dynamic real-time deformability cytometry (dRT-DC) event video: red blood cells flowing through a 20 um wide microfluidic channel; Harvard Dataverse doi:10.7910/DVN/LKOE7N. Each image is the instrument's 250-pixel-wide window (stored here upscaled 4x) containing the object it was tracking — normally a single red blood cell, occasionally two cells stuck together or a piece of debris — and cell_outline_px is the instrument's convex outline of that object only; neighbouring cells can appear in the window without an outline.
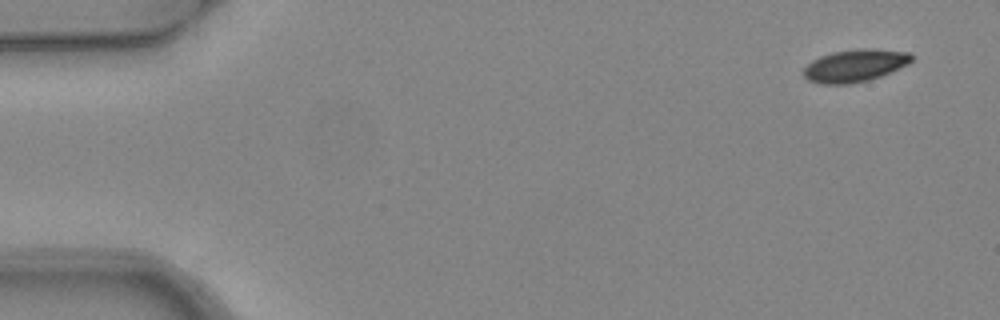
{"species": "common noctule bat (a hibernating species)", "species_latin": "Nyctalus noctula", "temperature_condition": "warm", "stored_images_in_passage": 4, "camera_frame_rate_fps": 3000, "um_per_image_px": 0.085, "animal": {"sex": "female", "body_mass_g": 24.6, "forearm_length_mm": 56.2}, "frame": {"image": 1, "passage_image": 1, "time_ms": 0.0, "image_size_px": [1000, 320], "cell_outline_px": [[912, 60], [908, 64], [900, 68], [880, 76], [868, 80], [852, 84], [820, 84], [808, 80], [804, 76], [804, 68], [812, 60], [820, 56], [832, 52], [860, 48], [872, 48], [912, 52]], "centroid_in_image_um": [72.68, 5.57], "position_along_channel_um": 12.3, "area_um2": 20.58}}